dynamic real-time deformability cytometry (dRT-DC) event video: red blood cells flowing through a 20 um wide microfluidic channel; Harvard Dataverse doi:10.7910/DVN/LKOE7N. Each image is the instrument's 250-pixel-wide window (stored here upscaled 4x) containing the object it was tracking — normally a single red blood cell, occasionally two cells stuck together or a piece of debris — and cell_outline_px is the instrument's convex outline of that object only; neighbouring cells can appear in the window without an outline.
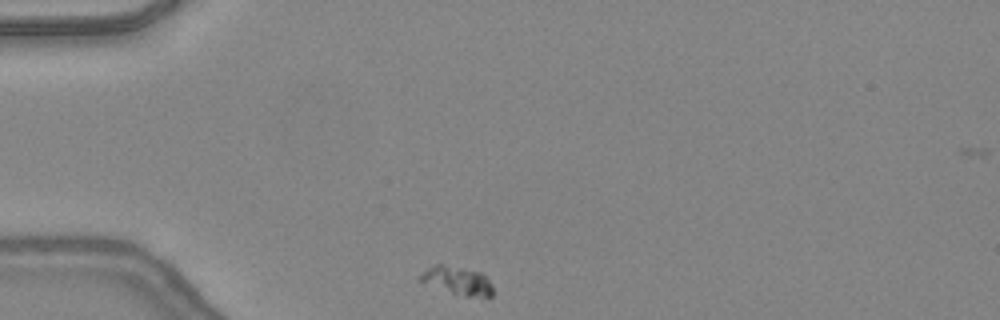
{"species": "common noctule bat (a hibernating species)", "species_latin": "Nyctalus noctula", "temperature_condition": "warm", "stored_images_in_passage": 32, "camera_frame_rate_fps": 3000, "um_per_image_px": 0.085, "animal": {"sex": "female", "body_mass_g": 24.6, "forearm_length_mm": 56.2}, "frame": {"image": 1, "passage_image": 1, "time_ms": 0.0, "image_size_px": [1000, 320], "cell_outline_px": [[492, 296], [464, 296], [452, 292], [420, 280], [420, 276], [428, 268], [436, 264], [440, 264], [480, 272], [492, 284]], "centroid_in_image_um": [38.93, 23.85], "position_along_channel_um": 46.1, "area_um2": 11.21}}
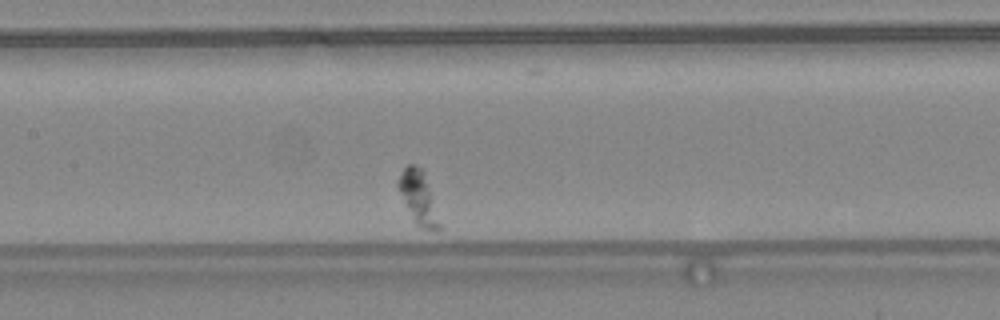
{"frame": {"image": 2, "passage_image": 13, "time_ms": 4.0, "image_size_px": [1000, 320], "cell_outline_px": [[444, 228], [420, 228], [416, 224], [396, 184], [396, 180], [400, 172], [408, 164], [412, 164], [424, 168]], "centroid_in_image_um": [35.61, 16.74], "position_along_channel_um": 171.8, "area_um2": 13.01}}
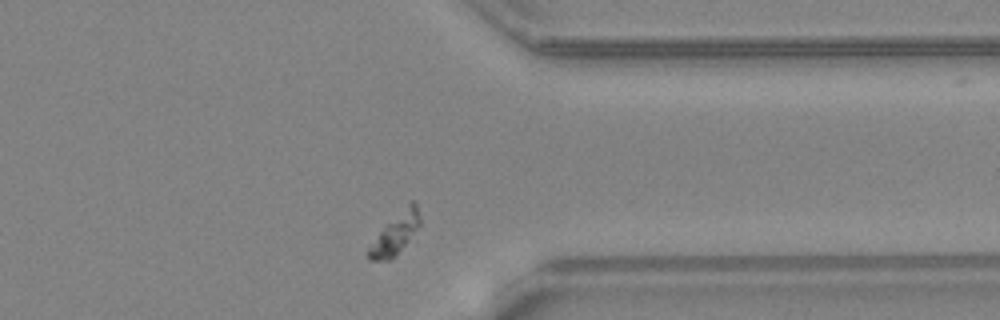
{"frame": {"image": 3, "passage_image": 29, "time_ms": 9.333, "image_size_px": [1000, 320], "cell_outline_px": [[420, 224], [396, 256], [392, 260], [368, 260], [364, 252], [384, 224], [408, 200], [412, 200], [416, 204], [420, 216]], "centroid_in_image_um": [33.54, 19.84], "position_along_channel_um": 377.9, "area_um2": 12.72}}